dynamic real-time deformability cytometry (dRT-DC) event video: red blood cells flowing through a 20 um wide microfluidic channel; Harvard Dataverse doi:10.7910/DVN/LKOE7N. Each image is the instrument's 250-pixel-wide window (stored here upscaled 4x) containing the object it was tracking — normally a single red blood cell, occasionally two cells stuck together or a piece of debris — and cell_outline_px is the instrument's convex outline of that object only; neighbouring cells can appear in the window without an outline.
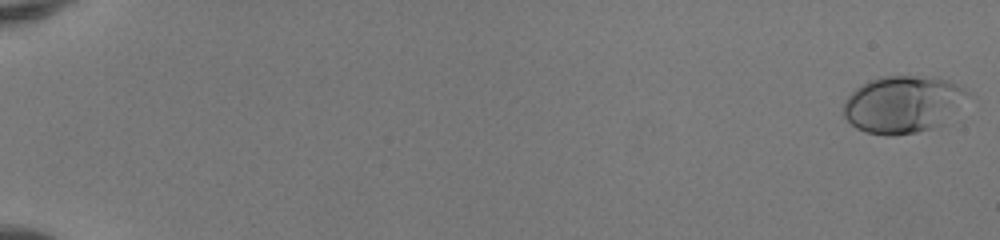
{"species": "human", "species_latin": "Homo sapiens", "temperature_condition": "room temperature", "stored_images_in_passage": 52, "camera_frame_rate_fps": 3000, "um_per_image_px": 0.085, "donor": {"sex": "female"}, "frame": {"image": 1, "passage_image": 1, "time_ms": 0.0, "image_size_px": [1000, 240], "cell_outline_px": [[976, 96], [940, 124], [932, 128], [916, 132], [892, 136], [888, 136], [864, 132], [856, 128], [844, 116], [844, 100], [856, 88], [872, 80], [884, 76], [924, 76], [948, 80], [972, 92]], "centroid_in_image_um": [76.83, 8.86], "position_along_channel_um": 8.2, "area_um2": 41.67}}
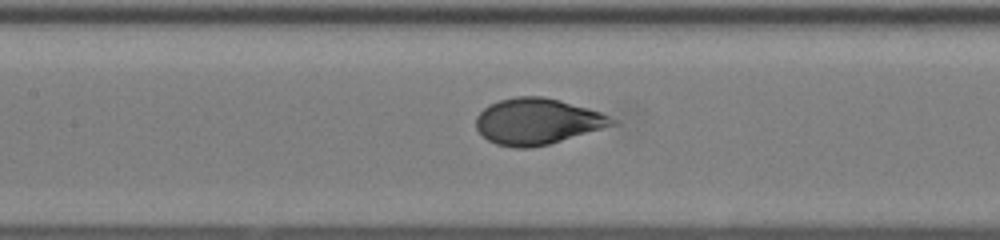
{"frame": {"image": 2, "passage_image": 27, "time_ms": 8.667, "image_size_px": [1000, 240], "cell_outline_px": [[616, 124], [548, 144], [528, 148], [516, 148], [496, 144], [488, 140], [476, 128], [476, 116], [484, 108], [500, 100], [516, 96], [540, 96], [560, 100], [588, 108], [600, 112], [616, 120]], "centroid_in_image_um": [45.65, 10.32], "position_along_channel_um": 161.8, "area_um2": 36.07}}
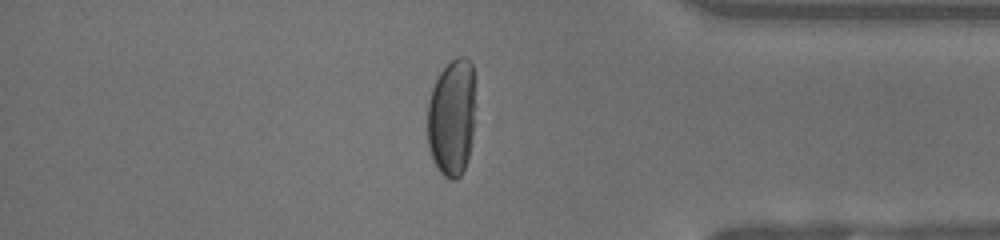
{"frame": {"image": 3, "passage_image": 45, "time_ms": 14.667, "image_size_px": [1000, 240], "cell_outline_px": [[476, 104], [472, 136], [468, 156], [464, 168], [460, 176], [456, 180], [452, 180], [444, 176], [436, 168], [432, 160], [428, 144], [428, 100], [432, 88], [440, 72], [456, 56], [464, 56], [472, 64]], "centroid_in_image_um": [38.41, 9.98], "position_along_channel_um": 396.8, "area_um2": 33.18}, "authors_computed_cell_mechanics": {"area_um2": 36.8475, "velocity_mm_per_s": 4.1552, "shape_relaxation_time_tau1_ms": 4.2108, "shape_relaxation_time_tau2_ms": null, "deformation_change_tau1": 0.1915, "deformation_change_tau2": null}}